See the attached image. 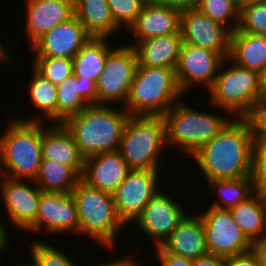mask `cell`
Here are the masks:
<instances>
[{"instance_id": "obj_14", "label": "cell", "mask_w": 266, "mask_h": 266, "mask_svg": "<svg viewBox=\"0 0 266 266\" xmlns=\"http://www.w3.org/2000/svg\"><path fill=\"white\" fill-rule=\"evenodd\" d=\"M162 192L151 198L134 221L144 234L154 239L156 248L162 246L187 215L181 204Z\"/></svg>"}, {"instance_id": "obj_16", "label": "cell", "mask_w": 266, "mask_h": 266, "mask_svg": "<svg viewBox=\"0 0 266 266\" xmlns=\"http://www.w3.org/2000/svg\"><path fill=\"white\" fill-rule=\"evenodd\" d=\"M0 193L7 215L16 229L26 230L36 219L42 190L32 180L34 187L23 179L3 176Z\"/></svg>"}, {"instance_id": "obj_26", "label": "cell", "mask_w": 266, "mask_h": 266, "mask_svg": "<svg viewBox=\"0 0 266 266\" xmlns=\"http://www.w3.org/2000/svg\"><path fill=\"white\" fill-rule=\"evenodd\" d=\"M234 223L253 243L266 234V198L255 192L246 201L229 209Z\"/></svg>"}, {"instance_id": "obj_28", "label": "cell", "mask_w": 266, "mask_h": 266, "mask_svg": "<svg viewBox=\"0 0 266 266\" xmlns=\"http://www.w3.org/2000/svg\"><path fill=\"white\" fill-rule=\"evenodd\" d=\"M81 177L65 164L42 159L34 182L43 192H71Z\"/></svg>"}, {"instance_id": "obj_31", "label": "cell", "mask_w": 266, "mask_h": 266, "mask_svg": "<svg viewBox=\"0 0 266 266\" xmlns=\"http://www.w3.org/2000/svg\"><path fill=\"white\" fill-rule=\"evenodd\" d=\"M57 97V124H63L89 106L81 97L80 82L74 74L57 85Z\"/></svg>"}, {"instance_id": "obj_23", "label": "cell", "mask_w": 266, "mask_h": 266, "mask_svg": "<svg viewBox=\"0 0 266 266\" xmlns=\"http://www.w3.org/2000/svg\"><path fill=\"white\" fill-rule=\"evenodd\" d=\"M182 43L180 31L138 42L134 46L138 64L140 66L176 69Z\"/></svg>"}, {"instance_id": "obj_33", "label": "cell", "mask_w": 266, "mask_h": 266, "mask_svg": "<svg viewBox=\"0 0 266 266\" xmlns=\"http://www.w3.org/2000/svg\"><path fill=\"white\" fill-rule=\"evenodd\" d=\"M32 66L41 76L55 85L74 74L72 58L34 57Z\"/></svg>"}, {"instance_id": "obj_2", "label": "cell", "mask_w": 266, "mask_h": 266, "mask_svg": "<svg viewBox=\"0 0 266 266\" xmlns=\"http://www.w3.org/2000/svg\"><path fill=\"white\" fill-rule=\"evenodd\" d=\"M130 114L123 108L89 105L63 125L73 136L84 158L102 152L117 151Z\"/></svg>"}, {"instance_id": "obj_50", "label": "cell", "mask_w": 266, "mask_h": 266, "mask_svg": "<svg viewBox=\"0 0 266 266\" xmlns=\"http://www.w3.org/2000/svg\"><path fill=\"white\" fill-rule=\"evenodd\" d=\"M261 2H266V0H245V4L261 3Z\"/></svg>"}, {"instance_id": "obj_49", "label": "cell", "mask_w": 266, "mask_h": 266, "mask_svg": "<svg viewBox=\"0 0 266 266\" xmlns=\"http://www.w3.org/2000/svg\"><path fill=\"white\" fill-rule=\"evenodd\" d=\"M8 242H6V241H3V240H1L0 241V255L2 256V254H3V250L5 251V249L7 250V246L9 245V244H7ZM2 252V253H1ZM1 264V263H0ZM1 266V265H0Z\"/></svg>"}, {"instance_id": "obj_10", "label": "cell", "mask_w": 266, "mask_h": 266, "mask_svg": "<svg viewBox=\"0 0 266 266\" xmlns=\"http://www.w3.org/2000/svg\"><path fill=\"white\" fill-rule=\"evenodd\" d=\"M199 215L202 218L209 254L227 258L252 250V242L234 223L229 210L210 206Z\"/></svg>"}, {"instance_id": "obj_44", "label": "cell", "mask_w": 266, "mask_h": 266, "mask_svg": "<svg viewBox=\"0 0 266 266\" xmlns=\"http://www.w3.org/2000/svg\"><path fill=\"white\" fill-rule=\"evenodd\" d=\"M252 251L256 255L260 266H266V237L252 243Z\"/></svg>"}, {"instance_id": "obj_51", "label": "cell", "mask_w": 266, "mask_h": 266, "mask_svg": "<svg viewBox=\"0 0 266 266\" xmlns=\"http://www.w3.org/2000/svg\"><path fill=\"white\" fill-rule=\"evenodd\" d=\"M237 5H239L240 7L242 5H245V0H233Z\"/></svg>"}, {"instance_id": "obj_40", "label": "cell", "mask_w": 266, "mask_h": 266, "mask_svg": "<svg viewBox=\"0 0 266 266\" xmlns=\"http://www.w3.org/2000/svg\"><path fill=\"white\" fill-rule=\"evenodd\" d=\"M80 82L81 86V97L89 105H98V94L96 90V83L90 79H76Z\"/></svg>"}, {"instance_id": "obj_32", "label": "cell", "mask_w": 266, "mask_h": 266, "mask_svg": "<svg viewBox=\"0 0 266 266\" xmlns=\"http://www.w3.org/2000/svg\"><path fill=\"white\" fill-rule=\"evenodd\" d=\"M196 8L213 21L225 26L230 32L238 28L240 6L233 0H198ZM230 18L233 19L234 22H230Z\"/></svg>"}, {"instance_id": "obj_46", "label": "cell", "mask_w": 266, "mask_h": 266, "mask_svg": "<svg viewBox=\"0 0 266 266\" xmlns=\"http://www.w3.org/2000/svg\"><path fill=\"white\" fill-rule=\"evenodd\" d=\"M259 87L263 100H266V66L259 72Z\"/></svg>"}, {"instance_id": "obj_35", "label": "cell", "mask_w": 266, "mask_h": 266, "mask_svg": "<svg viewBox=\"0 0 266 266\" xmlns=\"http://www.w3.org/2000/svg\"><path fill=\"white\" fill-rule=\"evenodd\" d=\"M238 29L266 35V2L242 5Z\"/></svg>"}, {"instance_id": "obj_8", "label": "cell", "mask_w": 266, "mask_h": 266, "mask_svg": "<svg viewBox=\"0 0 266 266\" xmlns=\"http://www.w3.org/2000/svg\"><path fill=\"white\" fill-rule=\"evenodd\" d=\"M165 147L163 116L130 115L118 149L130 169L158 170L159 154Z\"/></svg>"}, {"instance_id": "obj_20", "label": "cell", "mask_w": 266, "mask_h": 266, "mask_svg": "<svg viewBox=\"0 0 266 266\" xmlns=\"http://www.w3.org/2000/svg\"><path fill=\"white\" fill-rule=\"evenodd\" d=\"M181 11L170 6L159 5L147 1L135 21L128 27L134 34V47L138 42L146 39L175 34L180 31Z\"/></svg>"}, {"instance_id": "obj_25", "label": "cell", "mask_w": 266, "mask_h": 266, "mask_svg": "<svg viewBox=\"0 0 266 266\" xmlns=\"http://www.w3.org/2000/svg\"><path fill=\"white\" fill-rule=\"evenodd\" d=\"M74 10L91 37L109 38L121 30L114 21L107 0H74Z\"/></svg>"}, {"instance_id": "obj_3", "label": "cell", "mask_w": 266, "mask_h": 266, "mask_svg": "<svg viewBox=\"0 0 266 266\" xmlns=\"http://www.w3.org/2000/svg\"><path fill=\"white\" fill-rule=\"evenodd\" d=\"M39 117L12 119L0 135L1 175L30 183L37 177L42 160L43 120Z\"/></svg>"}, {"instance_id": "obj_9", "label": "cell", "mask_w": 266, "mask_h": 266, "mask_svg": "<svg viewBox=\"0 0 266 266\" xmlns=\"http://www.w3.org/2000/svg\"><path fill=\"white\" fill-rule=\"evenodd\" d=\"M138 65L135 48L123 45L113 48L106 58L104 69L96 81L98 105L126 103Z\"/></svg>"}, {"instance_id": "obj_39", "label": "cell", "mask_w": 266, "mask_h": 266, "mask_svg": "<svg viewBox=\"0 0 266 266\" xmlns=\"http://www.w3.org/2000/svg\"><path fill=\"white\" fill-rule=\"evenodd\" d=\"M156 250L154 256L161 266H193V260L169 254L161 246Z\"/></svg>"}, {"instance_id": "obj_37", "label": "cell", "mask_w": 266, "mask_h": 266, "mask_svg": "<svg viewBox=\"0 0 266 266\" xmlns=\"http://www.w3.org/2000/svg\"><path fill=\"white\" fill-rule=\"evenodd\" d=\"M148 0H107L114 21L122 28H128L140 14ZM125 26V27H124Z\"/></svg>"}, {"instance_id": "obj_17", "label": "cell", "mask_w": 266, "mask_h": 266, "mask_svg": "<svg viewBox=\"0 0 266 266\" xmlns=\"http://www.w3.org/2000/svg\"><path fill=\"white\" fill-rule=\"evenodd\" d=\"M91 38L76 16L46 32L32 46L35 57L73 58Z\"/></svg>"}, {"instance_id": "obj_38", "label": "cell", "mask_w": 266, "mask_h": 266, "mask_svg": "<svg viewBox=\"0 0 266 266\" xmlns=\"http://www.w3.org/2000/svg\"><path fill=\"white\" fill-rule=\"evenodd\" d=\"M255 132V138L266 142V100H263L250 117Z\"/></svg>"}, {"instance_id": "obj_11", "label": "cell", "mask_w": 266, "mask_h": 266, "mask_svg": "<svg viewBox=\"0 0 266 266\" xmlns=\"http://www.w3.org/2000/svg\"><path fill=\"white\" fill-rule=\"evenodd\" d=\"M158 170L131 169L113 193L114 206L122 222H134L159 191Z\"/></svg>"}, {"instance_id": "obj_22", "label": "cell", "mask_w": 266, "mask_h": 266, "mask_svg": "<svg viewBox=\"0 0 266 266\" xmlns=\"http://www.w3.org/2000/svg\"><path fill=\"white\" fill-rule=\"evenodd\" d=\"M42 159L70 166L80 177L84 171L85 158L63 124L55 123L51 129L42 124Z\"/></svg>"}, {"instance_id": "obj_29", "label": "cell", "mask_w": 266, "mask_h": 266, "mask_svg": "<svg viewBox=\"0 0 266 266\" xmlns=\"http://www.w3.org/2000/svg\"><path fill=\"white\" fill-rule=\"evenodd\" d=\"M211 191L218 192L219 201L214 202L211 206L220 209H231L241 202L246 201L255 193L252 178L239 177L224 180H207Z\"/></svg>"}, {"instance_id": "obj_7", "label": "cell", "mask_w": 266, "mask_h": 266, "mask_svg": "<svg viewBox=\"0 0 266 266\" xmlns=\"http://www.w3.org/2000/svg\"><path fill=\"white\" fill-rule=\"evenodd\" d=\"M226 61L228 62V57L222 61L214 83L208 90L210 103L215 108H223L232 117L250 118L263 101L259 73L240 67L234 62L224 70Z\"/></svg>"}, {"instance_id": "obj_18", "label": "cell", "mask_w": 266, "mask_h": 266, "mask_svg": "<svg viewBox=\"0 0 266 266\" xmlns=\"http://www.w3.org/2000/svg\"><path fill=\"white\" fill-rule=\"evenodd\" d=\"M26 28L31 46L46 32L75 16L74 0H27Z\"/></svg>"}, {"instance_id": "obj_36", "label": "cell", "mask_w": 266, "mask_h": 266, "mask_svg": "<svg viewBox=\"0 0 266 266\" xmlns=\"http://www.w3.org/2000/svg\"><path fill=\"white\" fill-rule=\"evenodd\" d=\"M255 192L266 198V142L254 139L252 144L251 173Z\"/></svg>"}, {"instance_id": "obj_6", "label": "cell", "mask_w": 266, "mask_h": 266, "mask_svg": "<svg viewBox=\"0 0 266 266\" xmlns=\"http://www.w3.org/2000/svg\"><path fill=\"white\" fill-rule=\"evenodd\" d=\"M71 192L77 207L79 234L114 248L118 232L126 226L116 212L113 194L91 187L82 179Z\"/></svg>"}, {"instance_id": "obj_41", "label": "cell", "mask_w": 266, "mask_h": 266, "mask_svg": "<svg viewBox=\"0 0 266 266\" xmlns=\"http://www.w3.org/2000/svg\"><path fill=\"white\" fill-rule=\"evenodd\" d=\"M225 266H260L258 258L250 252L225 258Z\"/></svg>"}, {"instance_id": "obj_19", "label": "cell", "mask_w": 266, "mask_h": 266, "mask_svg": "<svg viewBox=\"0 0 266 266\" xmlns=\"http://www.w3.org/2000/svg\"><path fill=\"white\" fill-rule=\"evenodd\" d=\"M130 170L118 150L102 152L85 158L81 179L91 187L113 194Z\"/></svg>"}, {"instance_id": "obj_12", "label": "cell", "mask_w": 266, "mask_h": 266, "mask_svg": "<svg viewBox=\"0 0 266 266\" xmlns=\"http://www.w3.org/2000/svg\"><path fill=\"white\" fill-rule=\"evenodd\" d=\"M27 231H33L32 233L42 231L51 235L62 232L79 234L77 207L72 192L42 191L36 219L25 230Z\"/></svg>"}, {"instance_id": "obj_1", "label": "cell", "mask_w": 266, "mask_h": 266, "mask_svg": "<svg viewBox=\"0 0 266 266\" xmlns=\"http://www.w3.org/2000/svg\"><path fill=\"white\" fill-rule=\"evenodd\" d=\"M254 139L251 119L235 117L191 158L207 180L248 177L251 173Z\"/></svg>"}, {"instance_id": "obj_30", "label": "cell", "mask_w": 266, "mask_h": 266, "mask_svg": "<svg viewBox=\"0 0 266 266\" xmlns=\"http://www.w3.org/2000/svg\"><path fill=\"white\" fill-rule=\"evenodd\" d=\"M32 69L33 76L28 82L30 102L42 116L57 124V85L45 79L34 68Z\"/></svg>"}, {"instance_id": "obj_34", "label": "cell", "mask_w": 266, "mask_h": 266, "mask_svg": "<svg viewBox=\"0 0 266 266\" xmlns=\"http://www.w3.org/2000/svg\"><path fill=\"white\" fill-rule=\"evenodd\" d=\"M31 261L35 266H75L71 257L50 245L49 242L38 241L31 245Z\"/></svg>"}, {"instance_id": "obj_42", "label": "cell", "mask_w": 266, "mask_h": 266, "mask_svg": "<svg viewBox=\"0 0 266 266\" xmlns=\"http://www.w3.org/2000/svg\"><path fill=\"white\" fill-rule=\"evenodd\" d=\"M152 3L174 7L180 11L196 8L198 0H149Z\"/></svg>"}, {"instance_id": "obj_13", "label": "cell", "mask_w": 266, "mask_h": 266, "mask_svg": "<svg viewBox=\"0 0 266 266\" xmlns=\"http://www.w3.org/2000/svg\"><path fill=\"white\" fill-rule=\"evenodd\" d=\"M224 59L215 51L182 43L179 61L175 69L177 83L182 93L195 84L212 87Z\"/></svg>"}, {"instance_id": "obj_15", "label": "cell", "mask_w": 266, "mask_h": 266, "mask_svg": "<svg viewBox=\"0 0 266 266\" xmlns=\"http://www.w3.org/2000/svg\"><path fill=\"white\" fill-rule=\"evenodd\" d=\"M180 32L183 43L210 49L223 59L229 56L231 32L197 8L181 11Z\"/></svg>"}, {"instance_id": "obj_24", "label": "cell", "mask_w": 266, "mask_h": 266, "mask_svg": "<svg viewBox=\"0 0 266 266\" xmlns=\"http://www.w3.org/2000/svg\"><path fill=\"white\" fill-rule=\"evenodd\" d=\"M228 61L259 73L266 66V35L235 29L230 33Z\"/></svg>"}, {"instance_id": "obj_5", "label": "cell", "mask_w": 266, "mask_h": 266, "mask_svg": "<svg viewBox=\"0 0 266 266\" xmlns=\"http://www.w3.org/2000/svg\"><path fill=\"white\" fill-rule=\"evenodd\" d=\"M180 99L163 114L167 146L180 149L191 157L203 145L220 133L232 120L230 113L214 115L198 111ZM230 117V118H229Z\"/></svg>"}, {"instance_id": "obj_45", "label": "cell", "mask_w": 266, "mask_h": 266, "mask_svg": "<svg viewBox=\"0 0 266 266\" xmlns=\"http://www.w3.org/2000/svg\"><path fill=\"white\" fill-rule=\"evenodd\" d=\"M133 257L134 255L132 254L131 256L128 255L112 262L106 261V263L104 262L102 264H97L93 266H140V264L136 261L137 259H134Z\"/></svg>"}, {"instance_id": "obj_43", "label": "cell", "mask_w": 266, "mask_h": 266, "mask_svg": "<svg viewBox=\"0 0 266 266\" xmlns=\"http://www.w3.org/2000/svg\"><path fill=\"white\" fill-rule=\"evenodd\" d=\"M193 266H225V258L208 253L194 259Z\"/></svg>"}, {"instance_id": "obj_52", "label": "cell", "mask_w": 266, "mask_h": 266, "mask_svg": "<svg viewBox=\"0 0 266 266\" xmlns=\"http://www.w3.org/2000/svg\"><path fill=\"white\" fill-rule=\"evenodd\" d=\"M29 264H30V265H29ZM29 264H26V265H25V264H20V265L17 264L16 266H35L33 263H29Z\"/></svg>"}, {"instance_id": "obj_27", "label": "cell", "mask_w": 266, "mask_h": 266, "mask_svg": "<svg viewBox=\"0 0 266 266\" xmlns=\"http://www.w3.org/2000/svg\"><path fill=\"white\" fill-rule=\"evenodd\" d=\"M107 39L91 37L72 58L76 79H90L96 83L104 69L108 53L113 49L108 46Z\"/></svg>"}, {"instance_id": "obj_21", "label": "cell", "mask_w": 266, "mask_h": 266, "mask_svg": "<svg viewBox=\"0 0 266 266\" xmlns=\"http://www.w3.org/2000/svg\"><path fill=\"white\" fill-rule=\"evenodd\" d=\"M161 247L169 254L191 260L208 254L201 216L186 215Z\"/></svg>"}, {"instance_id": "obj_48", "label": "cell", "mask_w": 266, "mask_h": 266, "mask_svg": "<svg viewBox=\"0 0 266 266\" xmlns=\"http://www.w3.org/2000/svg\"><path fill=\"white\" fill-rule=\"evenodd\" d=\"M6 50L2 47V43H0V61L2 62H8L10 60L9 58H11Z\"/></svg>"}, {"instance_id": "obj_47", "label": "cell", "mask_w": 266, "mask_h": 266, "mask_svg": "<svg viewBox=\"0 0 266 266\" xmlns=\"http://www.w3.org/2000/svg\"><path fill=\"white\" fill-rule=\"evenodd\" d=\"M0 176L2 177L1 173H0ZM3 222L0 220V239L3 240V241H6V242H10L9 240V237H8V232L6 231L7 227H4L5 225L2 224Z\"/></svg>"}, {"instance_id": "obj_4", "label": "cell", "mask_w": 266, "mask_h": 266, "mask_svg": "<svg viewBox=\"0 0 266 266\" xmlns=\"http://www.w3.org/2000/svg\"><path fill=\"white\" fill-rule=\"evenodd\" d=\"M182 96L175 69L138 64L124 109L130 115L163 116Z\"/></svg>"}]
</instances>
